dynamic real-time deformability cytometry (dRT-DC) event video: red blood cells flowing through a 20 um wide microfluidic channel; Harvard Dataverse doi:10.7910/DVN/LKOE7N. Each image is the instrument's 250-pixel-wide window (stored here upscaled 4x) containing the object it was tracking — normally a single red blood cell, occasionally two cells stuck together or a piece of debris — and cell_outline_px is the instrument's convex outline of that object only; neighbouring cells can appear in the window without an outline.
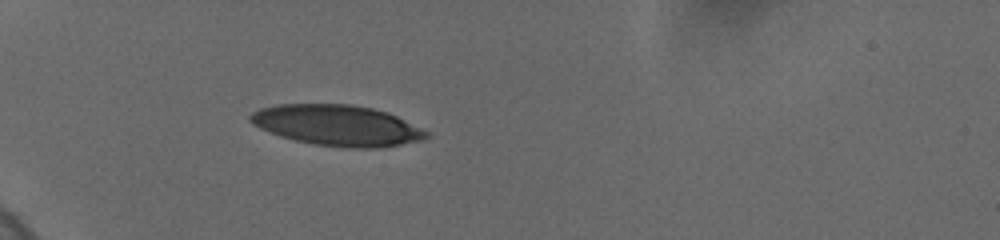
{"species": "human", "species_latin": "Homo sapiens", "temperature_condition": "cold", "stored_images_in_passage": 8, "camera_frame_rate_fps": 3000, "um_per_image_px": 0.085, "donor": {"sex": "female"}, "frame": {"image": 1, "passage_image": 3, "time_ms": 1.667, "image_size_px": [1000, 240], "cell_outline_px": [[432, 136], [424, 140], [376, 148], [352, 148], [316, 144], [296, 140], [280, 136], [260, 128], [252, 124], [248, 120], [248, 116], [252, 112], [260, 108], [276, 104], [348, 104], [372, 108], [388, 112], [432, 132]], "centroid_in_image_um": [28.7, 10.65], "position_along_channel_um": 56.3, "area_um2": 42.02}}
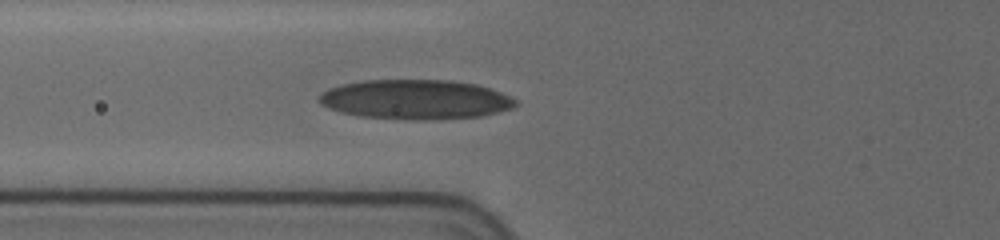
{"frame": {"image": 2, "passage_image": 5, "time_ms": 3.333, "image_size_px": [1000, 240], "cell_outline_px": [[516, 104], [512, 108], [480, 116], [416, 120], [360, 116], [340, 112], [328, 108], [320, 104], [316, 100], [328, 88], [344, 84], [364, 80], [452, 80], [476, 84], [500, 92], [516, 100]], "centroid_in_image_um": [35.27, 8.45], "position_along_channel_um": 90.5, "area_um2": 44.97}}
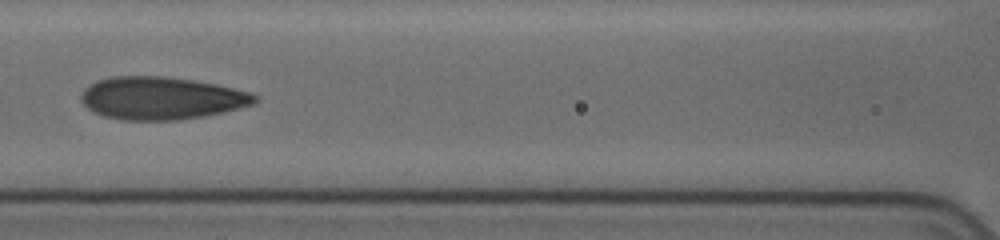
{"frame": {"image": 3, "passage_image": 7, "time_ms": 5.0, "image_size_px": [1000, 240], "cell_outline_px": [[260, 100], [252, 104], [204, 116], [176, 120], [124, 120], [104, 116], [92, 112], [80, 100], [80, 96], [84, 88], [96, 80], [112, 76], [160, 76], [192, 80], [216, 84], [252, 92], [260, 96]], "centroid_in_image_um": [13.69, 8.34], "position_along_channel_um": 152.9, "area_um2": 43.23}}